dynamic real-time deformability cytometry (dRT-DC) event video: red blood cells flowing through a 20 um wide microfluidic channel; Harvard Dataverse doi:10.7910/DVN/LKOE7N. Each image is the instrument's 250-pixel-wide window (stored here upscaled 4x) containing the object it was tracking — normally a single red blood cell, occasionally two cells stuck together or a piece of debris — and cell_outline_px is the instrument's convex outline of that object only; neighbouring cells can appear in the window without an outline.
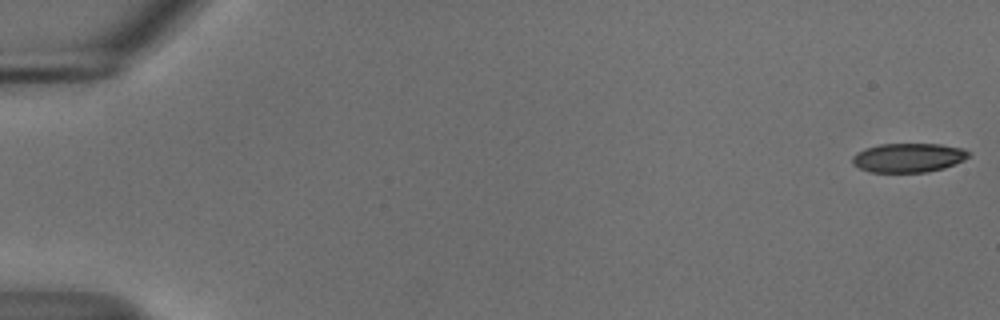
{"species": "common noctule bat (a hibernating species)", "species_latin": "Nyctalus noctula", "temperature_condition": "cold", "stored_images_in_passage": 55, "camera_frame_rate_fps": 3000, "um_per_image_px": 0.085, "animal": {"sex": "male", "body_mass_g": 18.8}, "frame": {"image": 1, "passage_image": 1, "time_ms": 0.0, "image_size_px": [1000, 320], "cell_outline_px": [[972, 152], [964, 160], [944, 168], [924, 172], [868, 172], [852, 164], [852, 156], [856, 152], [864, 148], [880, 144], [940, 144], [960, 148]], "centroid_in_image_um": [77.18, 13.4], "position_along_channel_um": 7.8, "area_um2": 19.77}}
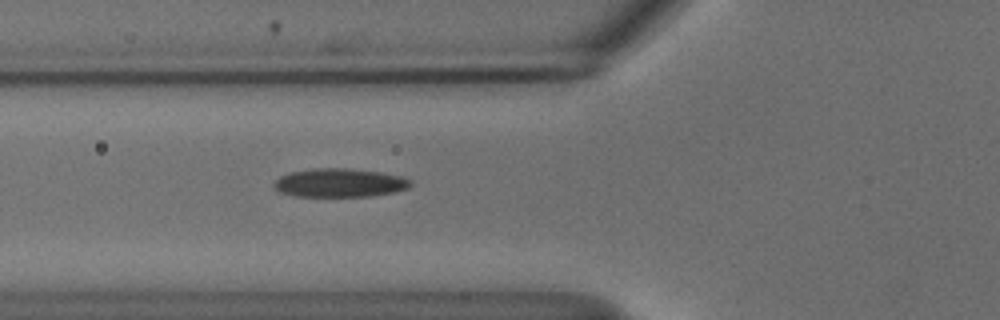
{"frame": {"image": 2, "passage_image": 21, "time_ms": 6.667, "image_size_px": [1000, 320], "cell_outline_px": [[412, 184], [408, 188], [392, 192], [368, 196], [296, 196], [280, 192], [272, 184], [280, 176], [288, 172], [316, 168], [348, 168], [380, 172], [400, 176], [412, 180]], "centroid_in_image_um": [28.85, 15.53], "position_along_channel_um": 96.9, "area_um2": 22.66}}
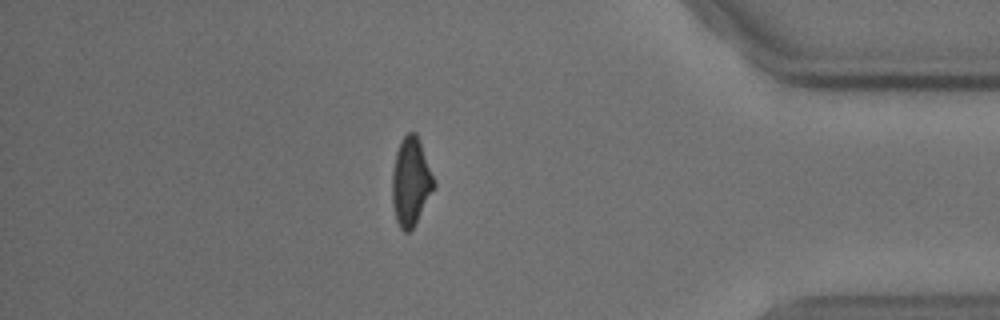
{"frame": {"image": 3, "passage_image": 48, "time_ms": 15.667, "image_size_px": [1000, 320], "cell_outline_px": [[436, 188], [412, 228], [408, 232], [404, 232], [400, 228], [396, 220], [392, 204], [392, 172], [396, 152], [400, 140], [408, 132], [416, 132], [420, 140], [436, 184]], "centroid_in_image_um": [34.92, 15.43], "position_along_channel_um": 400.3, "area_um2": 21.62}, "authors_computed_cell_mechanics": {"area_um2": 21.8484, "velocity_mm_per_s": 3.697, "shape_relaxation_time_tau1_ms": 4.2097, "shape_relaxation_time_tau2_ms": 2.8848, "deformation_change_tau1": 0.1346, "deformation_change_tau2": 0.0969}}